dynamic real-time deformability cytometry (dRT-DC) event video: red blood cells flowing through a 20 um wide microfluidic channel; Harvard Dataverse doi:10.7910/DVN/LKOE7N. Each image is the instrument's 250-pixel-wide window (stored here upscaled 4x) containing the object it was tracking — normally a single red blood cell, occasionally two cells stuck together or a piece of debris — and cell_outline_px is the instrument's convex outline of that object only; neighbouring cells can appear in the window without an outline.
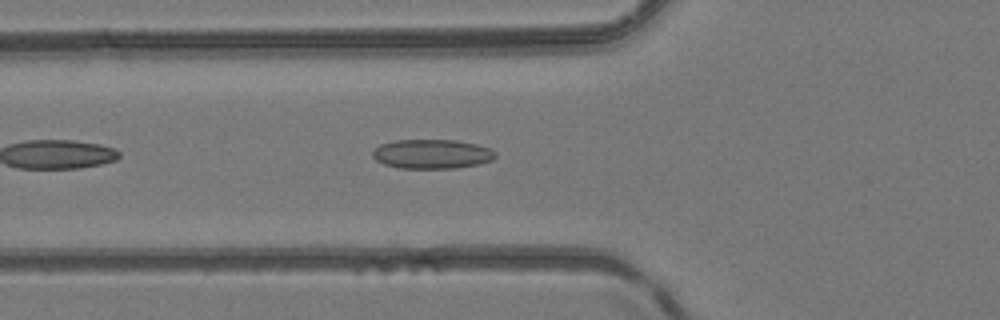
{"species": "common noctule bat (a hibernating species)", "species_latin": "Nyctalus noctula", "temperature_condition": "room temperature", "stored_images_in_passage": 7, "camera_frame_rate_fps": 3000, "um_per_image_px": 0.085, "animal": {"sex": "female", "body_mass_g": 24.6, "forearm_length_mm": 56.2}, "frame": {"image": 1, "passage_image": 4, "time_ms": 1.0, "image_size_px": [1000, 320], "cell_outline_px": [[496, 156], [492, 160], [480, 164], [456, 168], [400, 168], [384, 164], [376, 160], [372, 156], [372, 152], [380, 144], [396, 140], [456, 140], [476, 144], [488, 148], [496, 152]], "centroid_in_image_um": [36.72, 13.09], "position_along_channel_um": 89.1, "area_um2": 20.98}}